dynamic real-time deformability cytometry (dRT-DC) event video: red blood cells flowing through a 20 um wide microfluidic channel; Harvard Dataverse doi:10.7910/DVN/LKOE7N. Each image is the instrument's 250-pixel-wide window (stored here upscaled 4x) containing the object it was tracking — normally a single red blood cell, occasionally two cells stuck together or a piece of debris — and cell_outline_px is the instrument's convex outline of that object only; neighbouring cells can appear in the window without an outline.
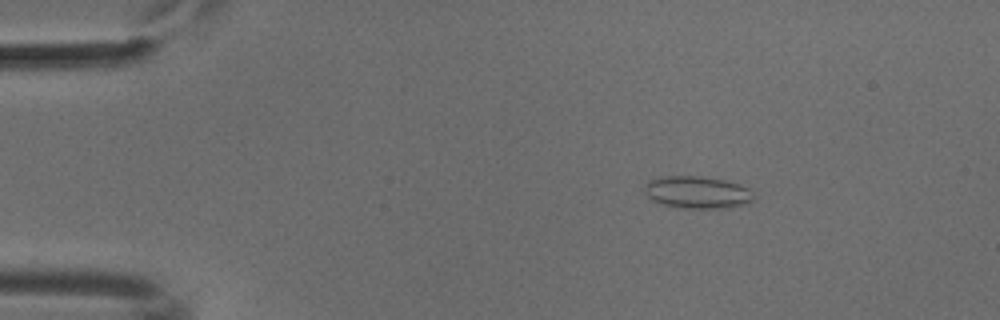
{"species": "common noctule bat (a hibernating species)", "species_latin": "Nyctalus noctula", "temperature_condition": "cold", "stored_images_in_passage": 53, "camera_frame_rate_fps": 3000, "um_per_image_px": 0.085, "animal": {"sex": "male", "body_mass_g": 18.8}, "frame": {"image": 1, "passage_image": 9, "time_ms": 2.667, "image_size_px": [1000, 320], "cell_outline_px": [[756, 196], [748, 204], [728, 208], [672, 208], [660, 204], [652, 200], [644, 192], [644, 188], [648, 180], [660, 176], [700, 176], [724, 180], [740, 184], [748, 188]], "centroid_in_image_um": [59.26, 16.36], "position_along_channel_um": 25.7, "area_um2": 20.98}}
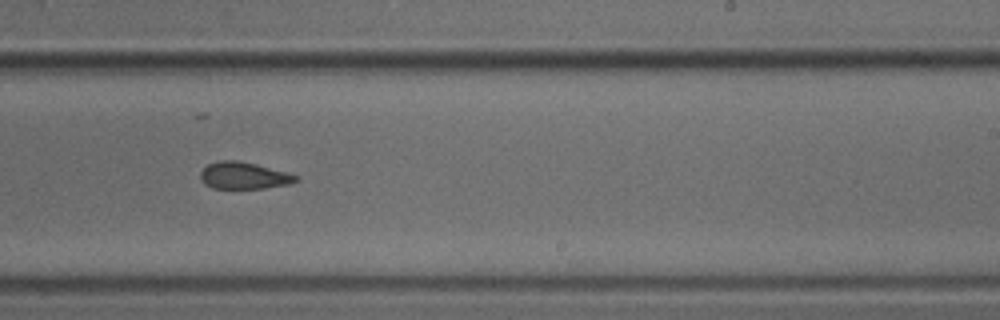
{"frame": {"image": 2, "passage_image": 33, "time_ms": 10.667, "image_size_px": [1000, 320], "cell_outline_px": [[300, 180], [288, 184], [264, 188], [212, 188], [204, 184], [200, 180], [200, 172], [208, 164], [220, 160], [236, 160], [256, 164], [284, 172], [296, 176]], "centroid_in_image_um": [20.66, 14.93], "position_along_channel_um": 268.3, "area_um2": 14.8}}
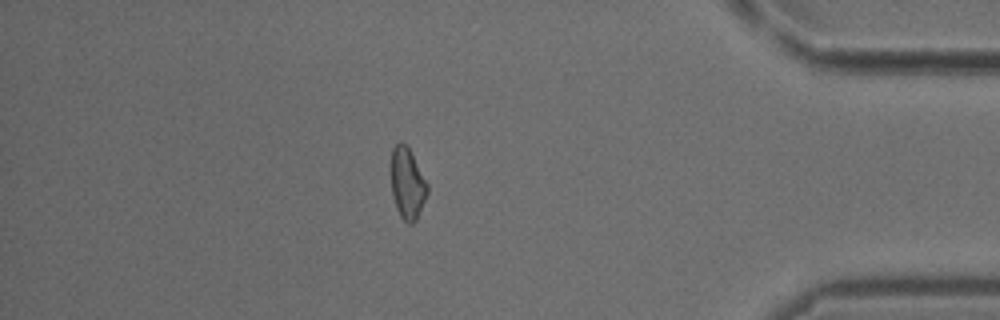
{"frame": {"image": 3, "passage_image": 46, "time_ms": 15.0, "image_size_px": [1000, 320], "cell_outline_px": [[428, 192], [416, 220], [412, 224], [408, 224], [400, 216], [396, 208], [392, 192], [392, 148], [400, 140], [408, 148], [428, 184]], "centroid_in_image_um": [34.63, 15.62], "position_along_channel_um": 400.6, "area_um2": 14.74}}